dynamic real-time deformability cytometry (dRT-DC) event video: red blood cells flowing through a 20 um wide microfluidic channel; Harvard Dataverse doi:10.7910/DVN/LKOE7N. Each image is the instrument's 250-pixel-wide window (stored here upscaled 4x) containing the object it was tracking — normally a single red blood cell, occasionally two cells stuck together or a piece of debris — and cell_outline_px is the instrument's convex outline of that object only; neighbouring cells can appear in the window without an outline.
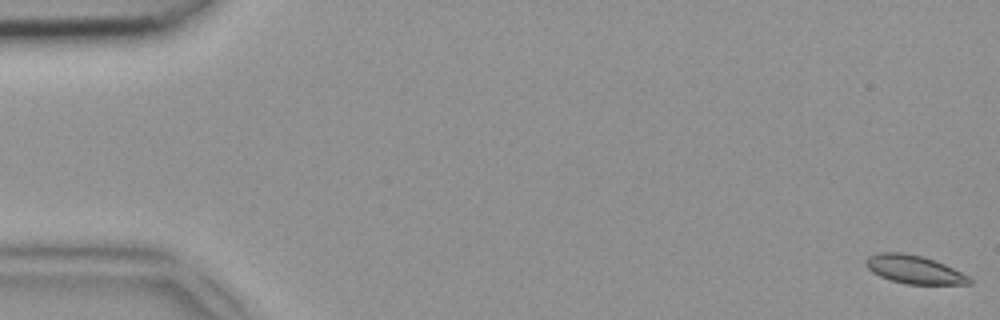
{"species": "common noctule bat (a hibernating species)", "species_latin": "Nyctalus noctula", "temperature_condition": "room temperature", "stored_images_in_passage": 50, "camera_frame_rate_fps": 3000, "um_per_image_px": 0.085, "animal": {"sex": "female", "body_mass_g": 18.4}, "frame": {"image": 1, "passage_image": 1, "time_ms": 0.0, "image_size_px": [1000, 320], "cell_outline_px": [[972, 284], [908, 284], [892, 280], [880, 276], [872, 272], [864, 264], [864, 260], [868, 256], [880, 252], [904, 252], [924, 256], [936, 260], [968, 276], [972, 280]], "centroid_in_image_um": [77.68, 22.89], "position_along_channel_um": 7.3, "area_um2": 17.11}}
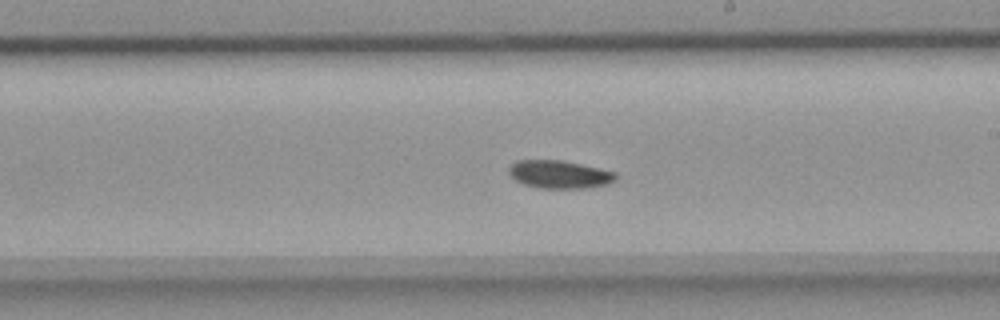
{"frame": {"image": 2, "passage_image": 29, "time_ms": 9.333, "image_size_px": [1000, 320], "cell_outline_px": [[616, 180], [608, 184], [588, 188], [540, 188], [524, 184], [516, 180], [508, 172], [508, 168], [516, 160], [560, 160], [600, 168], [616, 172]], "centroid_in_image_um": [47.56, 14.82], "position_along_channel_um": 241.4, "area_um2": 17.4}}
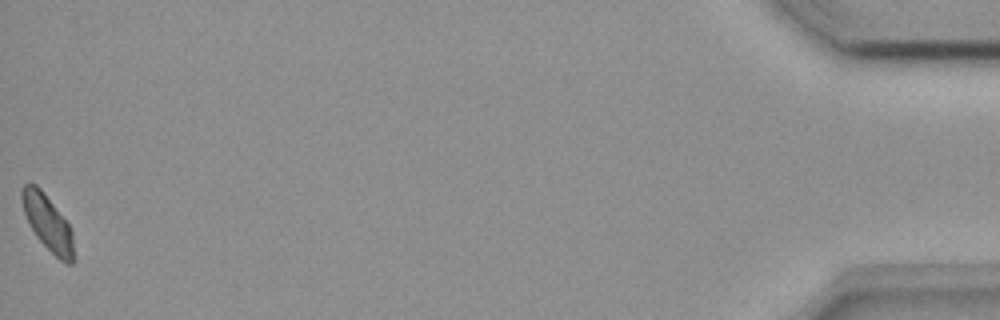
{"frame": {"image": 3, "passage_image": 50, "time_ms": 16.333, "image_size_px": [1000, 320], "cell_outline_px": [[72, 264], [68, 264], [60, 260], [36, 236], [28, 224], [24, 212], [20, 196], [20, 188], [24, 184], [36, 184], [44, 192], [68, 224], [72, 232]], "centroid_in_image_um": [4.0, 18.88], "position_along_channel_um": 431.2, "area_um2": 16.42}}